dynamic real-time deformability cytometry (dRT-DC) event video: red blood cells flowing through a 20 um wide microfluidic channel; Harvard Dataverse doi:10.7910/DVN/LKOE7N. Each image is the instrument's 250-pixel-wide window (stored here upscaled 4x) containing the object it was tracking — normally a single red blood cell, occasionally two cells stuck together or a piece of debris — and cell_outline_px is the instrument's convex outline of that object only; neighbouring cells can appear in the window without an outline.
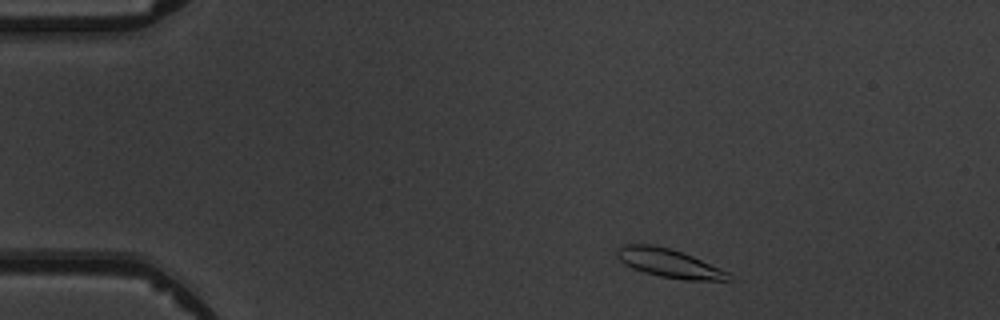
{"species": "common noctule bat (a hibernating species)", "species_latin": "Nyctalus noctula", "temperature_condition": "warm", "stored_images_in_passage": 3, "camera_frame_rate_fps": 3000, "um_per_image_px": 0.085, "animal": {"sex": "male", "body_mass_g": 19.5, "forearm_length_mm": 54.6}, "frame": {"image": 1, "passage_image": 1, "time_ms": 0.0, "image_size_px": [1000, 320], "cell_outline_px": [[732, 280], [684, 280], [660, 276], [644, 272], [632, 268], [624, 264], [616, 256], [616, 248], [620, 244], [652, 244], [672, 248], [692, 256], [720, 268], [728, 272]], "centroid_in_image_um": [56.81, 22.35], "position_along_channel_um": 28.2, "area_um2": 18.73}}